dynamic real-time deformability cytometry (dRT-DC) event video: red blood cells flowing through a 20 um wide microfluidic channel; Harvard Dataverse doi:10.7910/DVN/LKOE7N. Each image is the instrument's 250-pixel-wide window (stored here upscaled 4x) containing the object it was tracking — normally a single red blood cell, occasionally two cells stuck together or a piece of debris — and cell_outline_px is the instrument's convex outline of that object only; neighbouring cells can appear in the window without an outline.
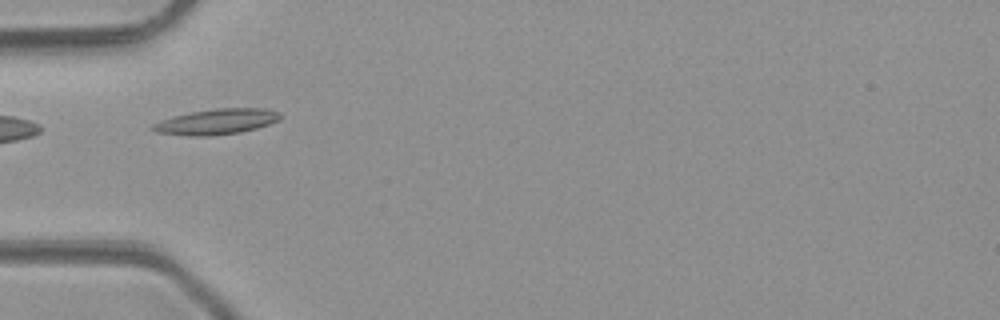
{"species": "common noctule bat (a hibernating species)", "species_latin": "Nyctalus noctula", "temperature_condition": "room temperature", "stored_images_in_passage": 2, "camera_frame_rate_fps": 3000, "um_per_image_px": 0.085, "animal": {"sex": "male", "body_mass_g": 23.1, "forearm_length_mm": 52.7}, "frame": {"image": 1, "passage_image": 2, "time_ms": 1.0, "image_size_px": [1000, 320], "cell_outline_px": [[284, 116], [268, 124], [256, 128], [240, 132], [212, 136], [188, 136], [156, 132], [148, 128], [152, 124], [160, 120], [172, 116], [192, 112], [216, 108], [264, 108], [280, 112]], "centroid_in_image_um": [18.37, 10.34], "position_along_channel_um": 66.6, "area_um2": 19.07}}